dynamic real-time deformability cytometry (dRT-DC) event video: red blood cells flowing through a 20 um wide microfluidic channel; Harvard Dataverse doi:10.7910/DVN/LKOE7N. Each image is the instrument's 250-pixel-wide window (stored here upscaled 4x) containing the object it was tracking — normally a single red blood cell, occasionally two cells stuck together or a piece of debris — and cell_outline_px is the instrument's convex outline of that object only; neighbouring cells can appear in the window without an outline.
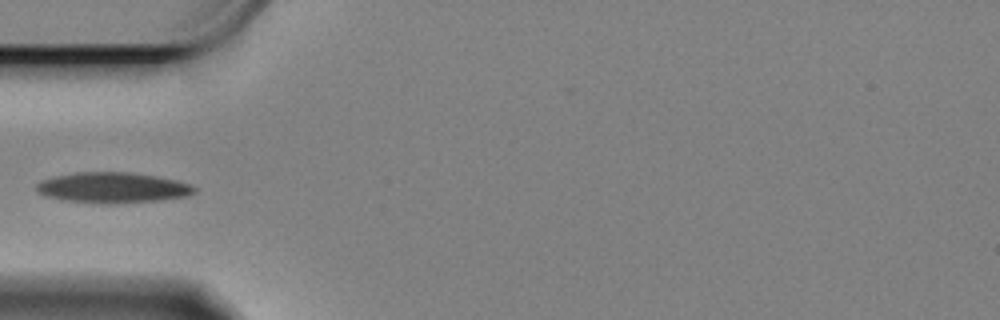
{"species": "Egyptian fruit bat (a non-hibernating species)", "species_latin": "Rousettus aegyptiacus", "temperature_condition": "cold", "stored_images_in_passage": 42, "camera_frame_rate_fps": 3000, "um_per_image_px": 0.085, "animal": {"sex": "female"}, "frame": {"image": 1, "passage_image": 1, "time_ms": 0.0, "image_size_px": [1000, 320], "cell_outline_px": [[196, 192], [188, 196], [164, 200], [116, 204], [100, 204], [60, 200], [44, 196], [36, 192], [36, 184], [40, 180], [56, 176], [76, 172], [128, 172], [156, 176], [176, 180], [192, 184], [196, 188]], "centroid_in_image_um": [9.57, 15.97], "position_along_channel_um": 75.4, "area_um2": 28.73}}
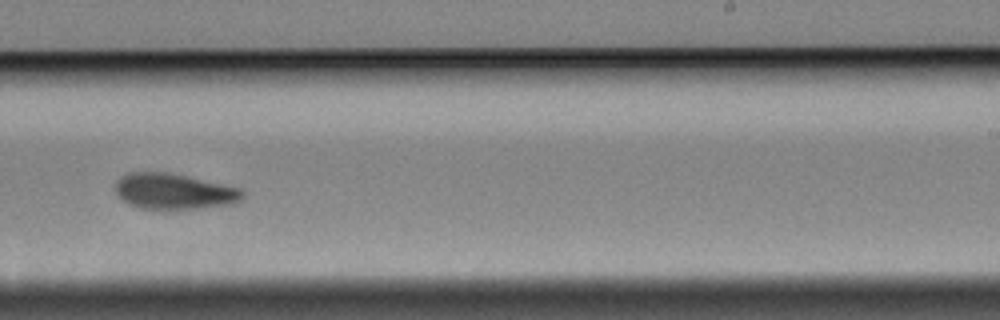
{"frame": {"image": 2, "passage_image": 19, "time_ms": 6.0, "image_size_px": [1000, 320], "cell_outline_px": [[244, 200], [232, 204], [200, 208], [140, 208], [128, 204], [120, 200], [116, 192], [116, 180], [120, 176], [128, 172], [168, 172], [244, 188]], "centroid_in_image_um": [14.82, 16.25], "position_along_channel_um": 274.2, "area_um2": 26.76}}
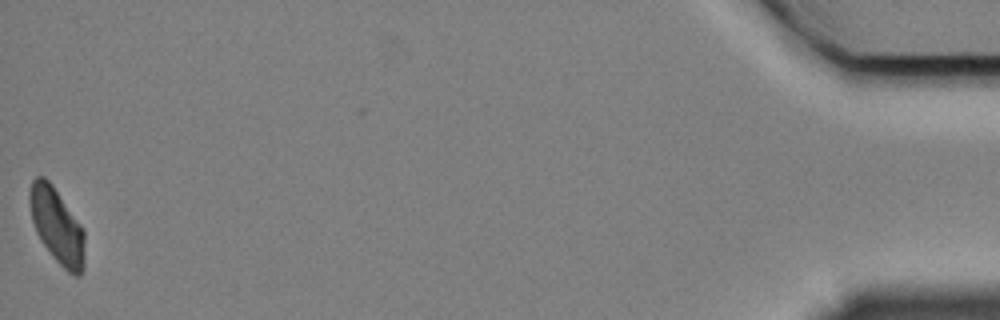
{"frame": {"image": 3, "passage_image": 42, "time_ms": 13.667, "image_size_px": [1000, 320], "cell_outline_px": [[84, 268], [80, 276], [72, 276], [52, 256], [40, 240], [36, 232], [32, 220], [28, 200], [28, 196], [32, 180], [36, 176], [44, 176], [52, 184], [80, 224], [84, 232]], "centroid_in_image_um": [4.83, 19.2], "position_along_channel_um": 430.4, "area_um2": 24.16}}